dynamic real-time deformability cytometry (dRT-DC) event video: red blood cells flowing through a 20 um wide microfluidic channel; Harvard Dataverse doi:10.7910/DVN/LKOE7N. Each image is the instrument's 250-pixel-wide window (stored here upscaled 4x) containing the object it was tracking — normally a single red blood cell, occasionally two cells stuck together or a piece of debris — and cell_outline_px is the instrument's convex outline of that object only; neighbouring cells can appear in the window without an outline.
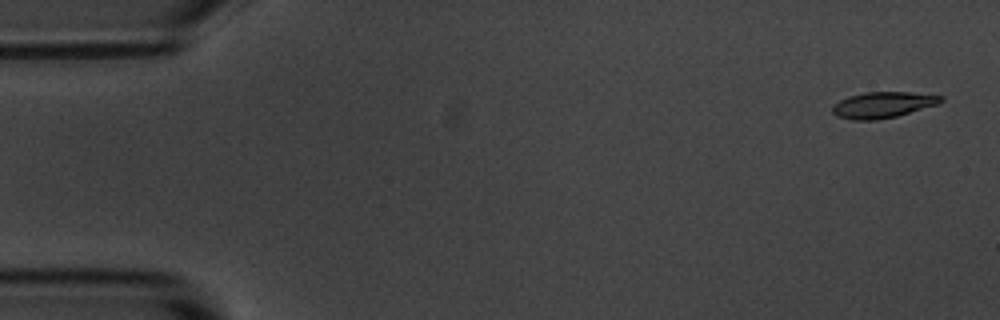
{"species": "common noctule bat (a hibernating species)", "species_latin": "Nyctalus noctula", "temperature_condition": "room temperature", "stored_images_in_passage": 5, "camera_frame_rate_fps": 3000, "um_per_image_px": 0.085, "animal": {"sex": "male", "body_mass_g": 20.1, "forearm_length_mm": 53.5}, "frame": {"image": 1, "passage_image": 1, "time_ms": 0.0, "image_size_px": [1000, 320], "cell_outline_px": [[944, 100], [940, 104], [896, 116], [876, 120], [852, 120], [836, 116], [832, 112], [832, 104], [848, 96], [864, 92], [908, 92], [944, 96]], "centroid_in_image_um": [75.03, 8.91], "position_along_channel_um": 10.0, "area_um2": 16.59}}
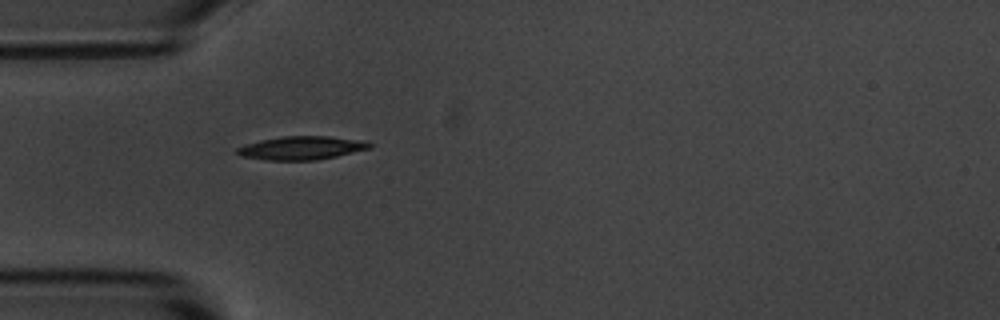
{"frame": {"image": 2, "passage_image": 5, "time_ms": 4.667, "image_size_px": [1000, 320], "cell_outline_px": [[372, 148], [336, 156], [316, 160], [268, 160], [240, 156], [236, 152], [236, 148], [244, 144], [260, 140], [284, 136], [328, 136], [368, 140], [372, 144]], "centroid_in_image_um": [25.66, 12.56], "position_along_channel_um": 59.3, "area_um2": 18.26}}